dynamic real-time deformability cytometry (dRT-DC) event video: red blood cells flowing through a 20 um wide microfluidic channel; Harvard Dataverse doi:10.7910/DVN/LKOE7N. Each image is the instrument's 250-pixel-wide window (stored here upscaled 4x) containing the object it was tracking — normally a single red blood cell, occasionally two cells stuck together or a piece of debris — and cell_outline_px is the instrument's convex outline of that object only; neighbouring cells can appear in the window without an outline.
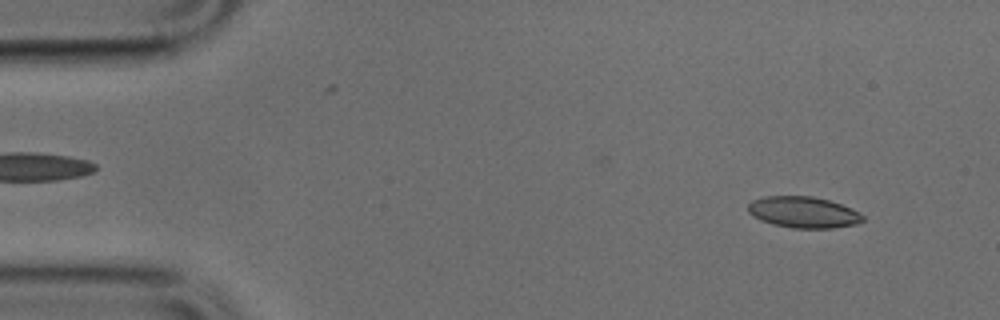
{"species": "common noctule bat (a hibernating species)", "species_latin": "Nyctalus noctula", "temperature_condition": "cold", "stored_images_in_passage": 49, "camera_frame_rate_fps": 3000, "um_per_image_px": 0.085, "animal": {"sex": "male", "body_mass_g": 17.9, "forearm_length_mm": 54.2}, "frame": {"image": 1, "passage_image": 4, "time_ms": 1.0, "image_size_px": [1000, 320], "cell_outline_px": [[864, 220], [856, 224], [832, 228], [792, 228], [772, 224], [760, 220], [752, 216], [748, 212], [748, 204], [752, 200], [764, 196], [812, 196], [828, 200], [852, 208], [864, 216]], "centroid_in_image_um": [68.26, 18.04], "position_along_channel_um": 16.7, "area_um2": 20.98}}
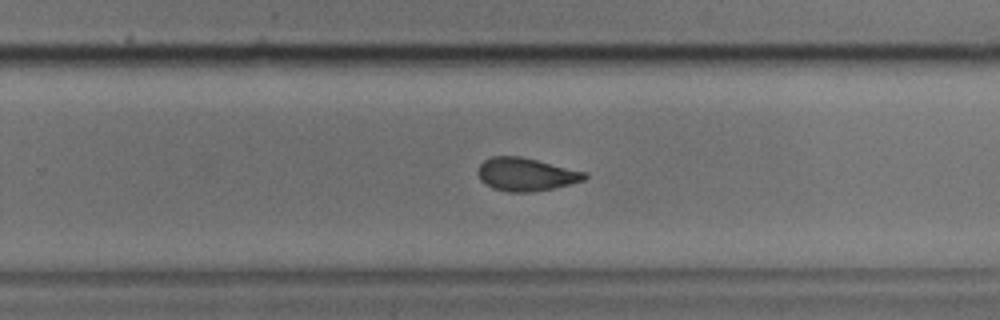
{"frame": {"image": 2, "passage_image": 31, "time_ms": 10.0, "image_size_px": [1000, 320], "cell_outline_px": [[588, 176], [584, 180], [556, 188], [532, 192], [508, 192], [492, 188], [484, 184], [480, 180], [476, 172], [480, 164], [484, 160], [492, 156], [520, 156], [588, 172]], "centroid_in_image_um": [44.7, 14.83], "position_along_channel_um": 285.1, "area_um2": 20.87}}
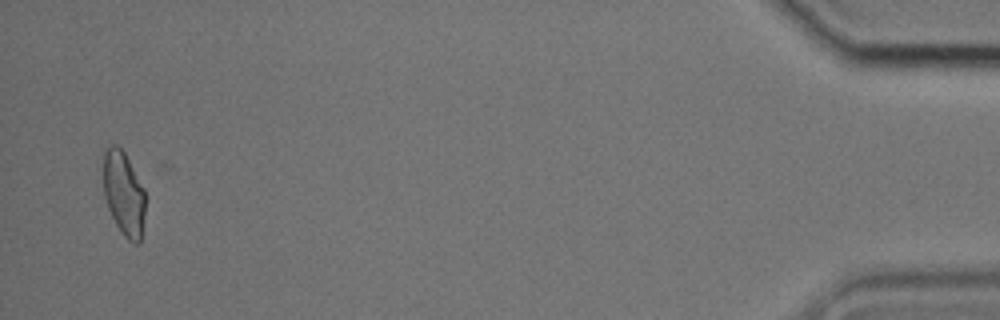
{"frame": {"image": 3, "passage_image": 48, "time_ms": 15.667, "image_size_px": [1000, 320], "cell_outline_px": [[144, 216], [140, 244], [136, 244], [128, 240], [124, 236], [116, 224], [108, 208], [104, 196], [104, 152], [112, 144], [116, 144], [124, 152], [144, 188]], "centroid_in_image_um": [10.52, 16.47], "position_along_channel_um": 424.7, "area_um2": 20.35}}